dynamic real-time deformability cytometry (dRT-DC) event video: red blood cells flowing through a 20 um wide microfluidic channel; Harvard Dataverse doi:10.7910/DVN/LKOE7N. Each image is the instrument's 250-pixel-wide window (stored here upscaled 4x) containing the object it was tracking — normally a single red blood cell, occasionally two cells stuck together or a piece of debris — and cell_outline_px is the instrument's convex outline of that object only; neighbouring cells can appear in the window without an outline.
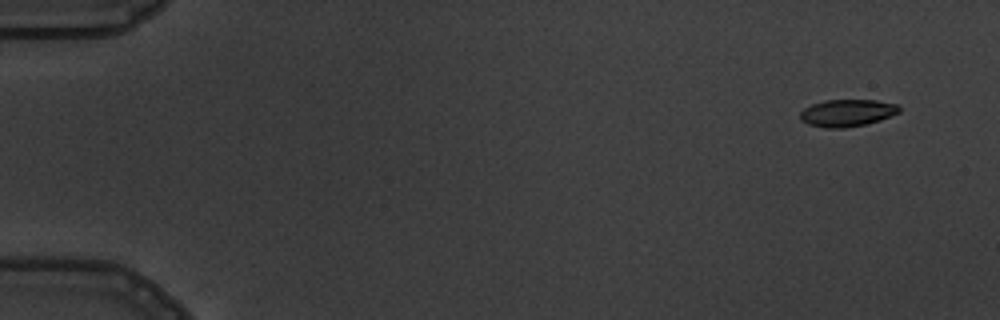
{"species": "common noctule bat (a hibernating species)", "species_latin": "Nyctalus noctula", "temperature_condition": "warm", "stored_images_in_passage": 6, "camera_frame_rate_fps": 3000, "um_per_image_px": 0.085, "animal": {"sex": "male", "body_mass_g": 19.5, "forearm_length_mm": 54.6}, "frame": {"image": 1, "passage_image": 1, "time_ms": 0.0, "image_size_px": [1000, 320], "cell_outline_px": [[900, 112], [880, 120], [864, 124], [844, 128], [824, 128], [808, 124], [800, 120], [800, 112], [804, 108], [812, 104], [824, 100], [876, 100], [900, 104]], "centroid_in_image_um": [72.01, 9.59], "position_along_channel_um": 13.0, "area_um2": 15.78}}
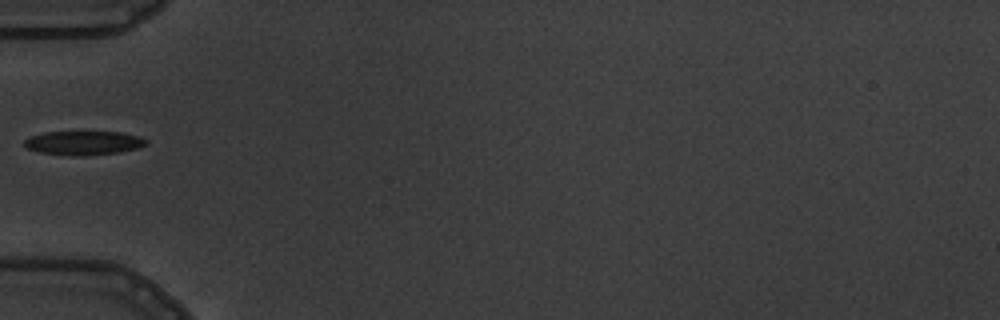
{"frame": {"image": 2, "passage_image": 5, "time_ms": 5.333, "image_size_px": [1000, 320], "cell_outline_px": [[148, 144], [136, 148], [116, 152], [84, 156], [72, 156], [40, 152], [28, 148], [24, 144], [24, 140], [32, 136], [44, 132], [120, 132], [140, 136], [148, 140]], "centroid_in_image_um": [7.12, 12.14], "position_along_channel_um": 77.9, "area_um2": 16.88}}